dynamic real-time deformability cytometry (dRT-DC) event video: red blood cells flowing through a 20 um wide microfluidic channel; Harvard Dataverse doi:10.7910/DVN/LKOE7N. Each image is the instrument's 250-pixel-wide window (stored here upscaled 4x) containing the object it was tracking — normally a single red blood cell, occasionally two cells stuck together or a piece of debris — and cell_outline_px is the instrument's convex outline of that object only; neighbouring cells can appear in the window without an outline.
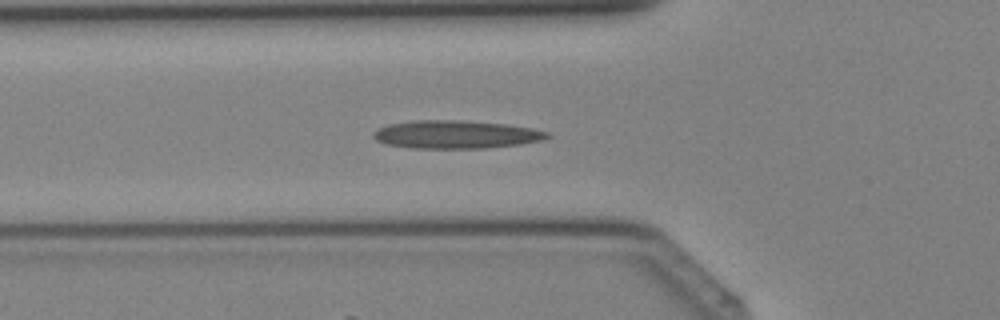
{"species": "Egyptian fruit bat (a non-hibernating species)", "species_latin": "Rousettus aegyptiacus", "temperature_condition": "cold", "stored_images_in_passage": 31, "camera_frame_rate_fps": 3000, "um_per_image_px": 0.085, "animal": {"sex": "female"}, "frame": {"image": 1, "passage_image": 6, "time_ms": 1.667, "image_size_px": [1000, 320], "cell_outline_px": [[552, 136], [544, 140], [520, 144], [484, 148], [412, 148], [384, 144], [376, 140], [372, 136], [372, 132], [388, 124], [412, 120], [460, 120], [504, 124], [532, 128], [548, 132]], "centroid_in_image_um": [38.73, 11.43], "position_along_channel_um": 87.1, "area_um2": 28.55}}
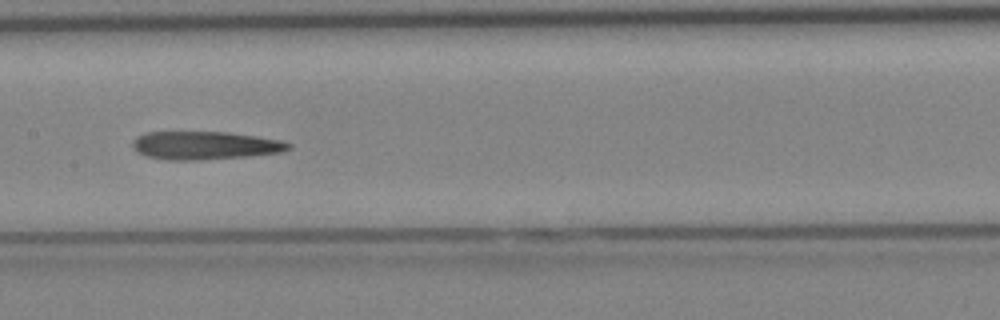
{"frame": {"image": 2, "passage_image": 12, "time_ms": 3.667, "image_size_px": [1000, 320], "cell_outline_px": [[292, 148], [280, 152], [248, 156], [200, 160], [168, 160], [148, 156], [140, 152], [132, 144], [136, 136], [144, 132], [228, 132], [256, 136], [280, 140], [292, 144]], "centroid_in_image_um": [17.45, 12.35], "position_along_channel_um": 190.0, "area_um2": 25.43}}
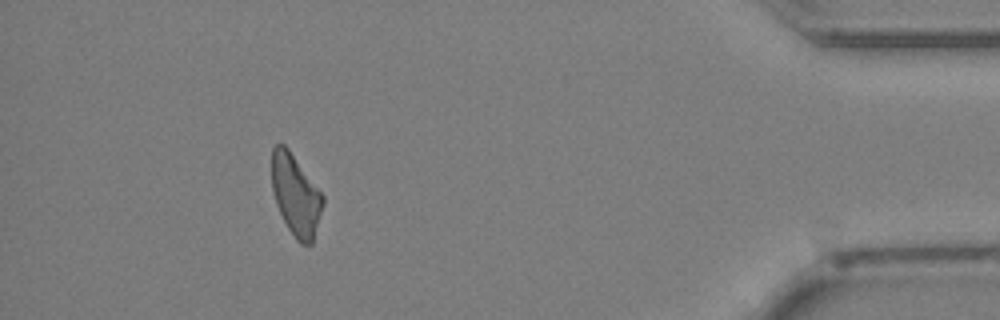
{"frame": {"image": 3, "passage_image": 28, "time_ms": 9.0, "image_size_px": [1000, 320], "cell_outline_px": [[324, 204], [312, 244], [300, 244], [296, 240], [288, 228], [276, 204], [272, 188], [272, 148], [276, 144], [284, 144], [288, 148], [324, 196]], "centroid_in_image_um": [25.14, 16.6], "position_along_channel_um": 410.1, "area_um2": 23.99}}